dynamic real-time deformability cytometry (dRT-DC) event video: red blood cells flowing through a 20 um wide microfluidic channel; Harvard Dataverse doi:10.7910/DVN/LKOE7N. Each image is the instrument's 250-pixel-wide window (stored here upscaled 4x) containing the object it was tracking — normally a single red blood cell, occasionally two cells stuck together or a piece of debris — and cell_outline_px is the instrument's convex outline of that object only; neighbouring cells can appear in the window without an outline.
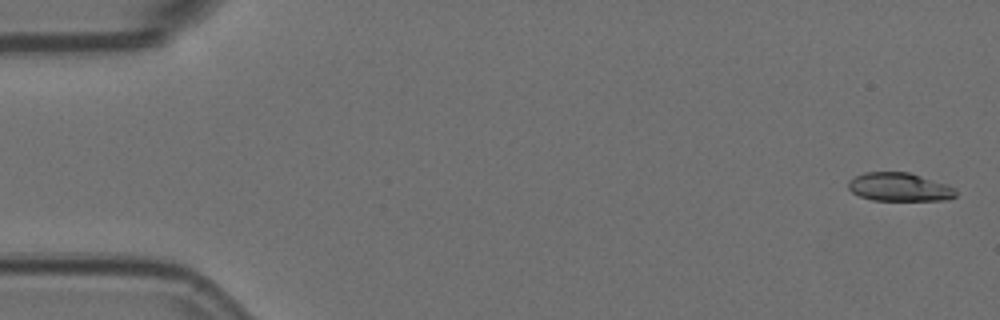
{"species": "Egyptian fruit bat (a non-hibernating species)", "species_latin": "Rousettus aegyptiacus", "temperature_condition": "room temperature", "stored_images_in_passage": 5, "segment_of_instrument_passage": [1, 2], "camera_frame_rate_fps": 3000, "um_per_image_px": 0.085, "animal": {"sex": "female"}, "frame": {"image": 1, "passage_image": 1, "time_ms": 0.0, "image_size_px": [1000, 320], "cell_outline_px": [[956, 196], [948, 200], [872, 200], [860, 196], [852, 192], [848, 188], [848, 180], [864, 172], [908, 172], [948, 184], [956, 188]], "centroid_in_image_um": [76.47, 15.9], "position_along_channel_um": 8.5, "area_um2": 17.92}}